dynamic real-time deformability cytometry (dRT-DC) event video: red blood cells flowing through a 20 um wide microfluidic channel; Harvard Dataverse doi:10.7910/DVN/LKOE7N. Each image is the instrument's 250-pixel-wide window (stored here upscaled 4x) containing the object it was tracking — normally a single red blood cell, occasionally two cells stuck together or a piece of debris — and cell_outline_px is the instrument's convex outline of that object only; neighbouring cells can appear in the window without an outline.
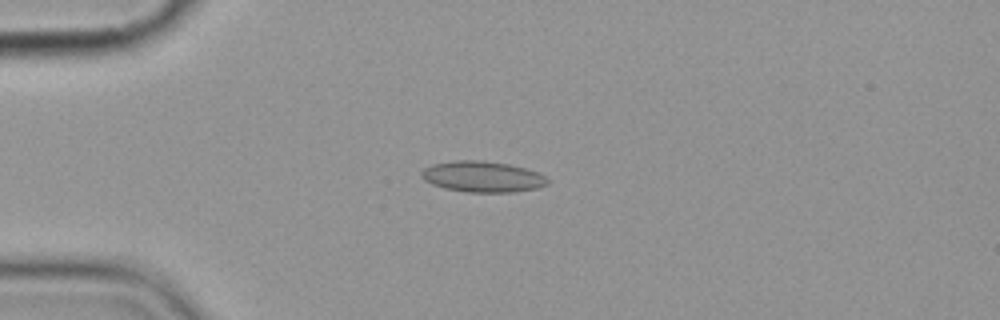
{"species": "common noctule bat (a hibernating species)", "species_latin": "Nyctalus noctula", "temperature_condition": "cold", "stored_images_in_passage": 8, "camera_frame_rate_fps": 3000, "um_per_image_px": 0.085, "animal": {"sex": "female", "body_mass_g": 19.9}, "frame": {"image": 1, "passage_image": 1, "time_ms": 0.0, "image_size_px": [1000, 320], "cell_outline_px": [[548, 184], [536, 188], [512, 192], [468, 192], [448, 188], [432, 184], [424, 180], [420, 176], [420, 172], [424, 168], [432, 164], [456, 160], [484, 160], [508, 164], [524, 168], [536, 172], [544, 176], [548, 180]], "centroid_in_image_um": [40.98, 15.01], "position_along_channel_um": 44.0, "area_um2": 22.54}}
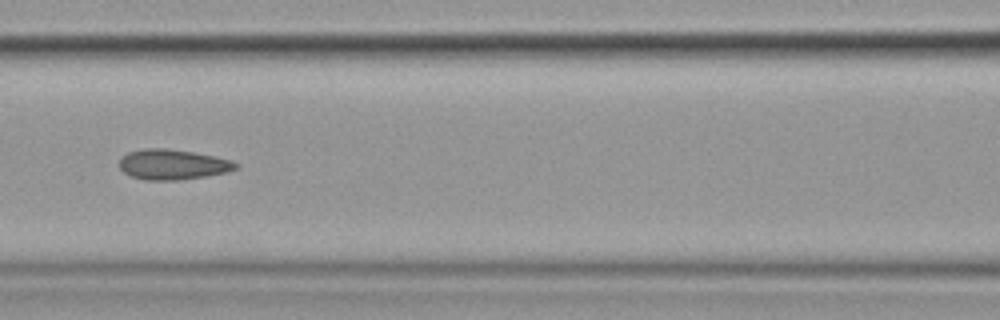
{"frame": {"image": 2, "passage_image": 4, "time_ms": 3.667, "image_size_px": [1000, 320], "cell_outline_px": [[240, 168], [228, 172], [208, 176], [176, 180], [144, 180], [128, 176], [120, 168], [120, 156], [128, 152], [144, 148], [168, 148], [192, 152], [232, 160], [240, 164]], "centroid_in_image_um": [14.69, 13.98], "position_along_channel_um": 151.9, "area_um2": 20.81}}
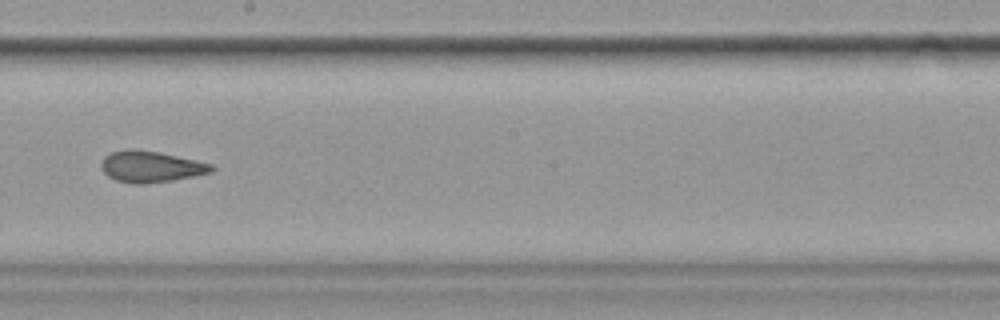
{"frame": {"image": 3, "passage_image": 6, "time_ms": 6.0, "image_size_px": [1000, 320], "cell_outline_px": [[216, 168], [212, 172], [172, 180], [144, 184], [132, 184], [116, 180], [108, 176], [100, 168], [100, 164], [104, 156], [112, 152], [128, 148], [160, 152], [212, 164]], "centroid_in_image_um": [12.79, 14.16], "position_along_channel_um": 235.4, "area_um2": 20.11}}